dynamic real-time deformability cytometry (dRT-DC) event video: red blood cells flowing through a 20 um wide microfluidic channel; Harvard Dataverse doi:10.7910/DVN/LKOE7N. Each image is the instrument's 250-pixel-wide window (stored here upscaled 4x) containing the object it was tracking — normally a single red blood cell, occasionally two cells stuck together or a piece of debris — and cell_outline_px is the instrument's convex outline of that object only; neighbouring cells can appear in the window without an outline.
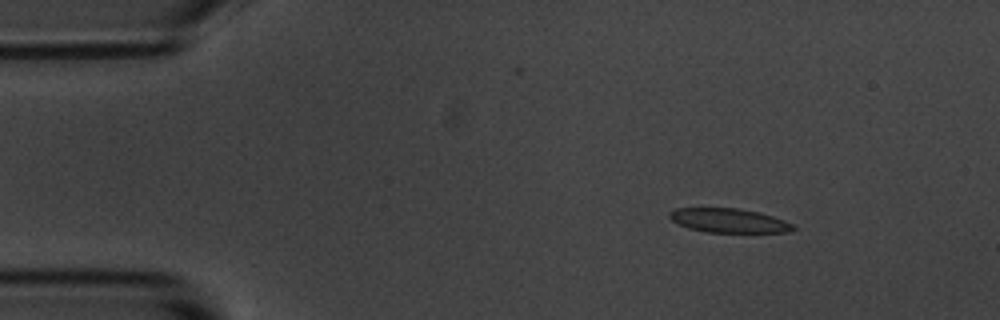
{"species": "common noctule bat (a hibernating species)", "species_latin": "Nyctalus noctula", "temperature_condition": "room temperature", "stored_images_in_passage": 54, "camera_frame_rate_fps": 3000, "um_per_image_px": 0.085, "animal": {"sex": "male", "body_mass_g": 20.1, "forearm_length_mm": 53.5}, "frame": {"image": 1, "passage_image": 7, "time_ms": 2.0, "image_size_px": [1000, 320], "cell_outline_px": [[796, 228], [784, 232], [708, 232], [688, 228], [672, 220], [668, 216], [668, 212], [672, 208], [736, 208], [760, 212], [784, 220], [792, 224]], "centroid_in_image_um": [61.9, 18.73], "position_along_channel_um": 23.1, "area_um2": 17.28}}
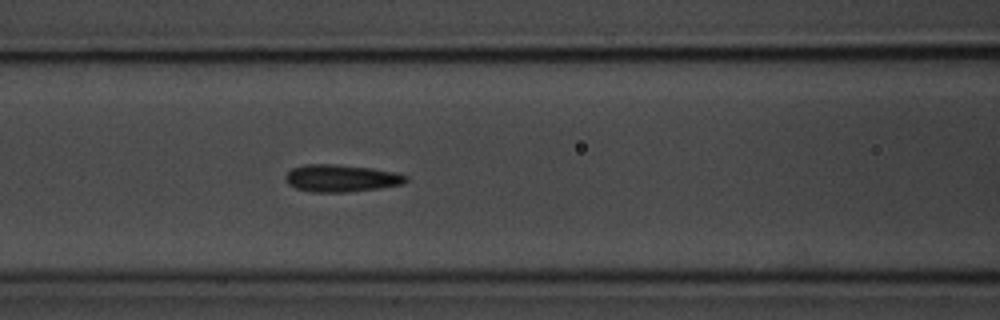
{"frame": {"image": 2, "passage_image": 22, "time_ms": 7.0, "image_size_px": [1000, 320], "cell_outline_px": [[408, 180], [404, 184], [380, 188], [348, 192], [312, 192], [296, 188], [288, 184], [284, 176], [292, 168], [304, 164], [332, 164], [372, 168], [396, 172], [408, 176]], "centroid_in_image_um": [29.02, 15.15], "position_along_channel_um": 137.6, "area_um2": 19.25}}
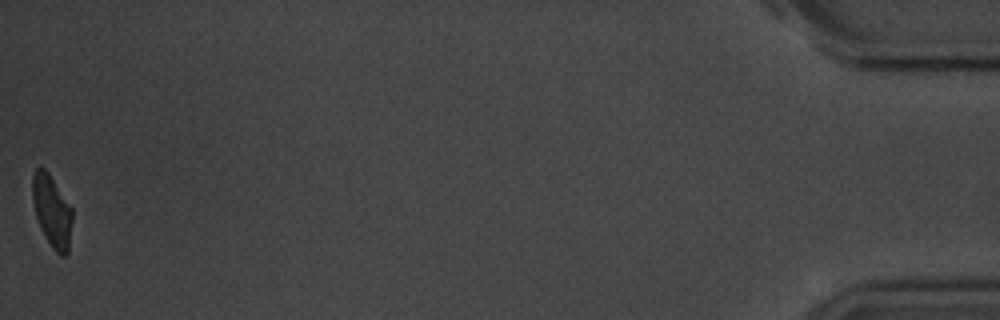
{"frame": {"image": 3, "passage_image": 54, "time_ms": 17.667, "image_size_px": [1000, 320], "cell_outline_px": [[72, 220], [68, 252], [64, 256], [60, 256], [52, 248], [36, 216], [32, 200], [32, 176], [36, 168], [40, 164], [48, 172], [72, 208]], "centroid_in_image_um": [4.41, 17.9], "position_along_channel_um": 430.8, "area_um2": 16.53}, "authors_computed_cell_mechanics": {"area_um2": 18.2937, "velocity_mm_per_s": 3.6784, "shape_relaxation_time_tau1_ms": 3.0896, "shape_relaxation_time_tau2_ms": 2.1842, "deformation_change_tau1": 0.1096, "deformation_change_tau2": 0.0836}}